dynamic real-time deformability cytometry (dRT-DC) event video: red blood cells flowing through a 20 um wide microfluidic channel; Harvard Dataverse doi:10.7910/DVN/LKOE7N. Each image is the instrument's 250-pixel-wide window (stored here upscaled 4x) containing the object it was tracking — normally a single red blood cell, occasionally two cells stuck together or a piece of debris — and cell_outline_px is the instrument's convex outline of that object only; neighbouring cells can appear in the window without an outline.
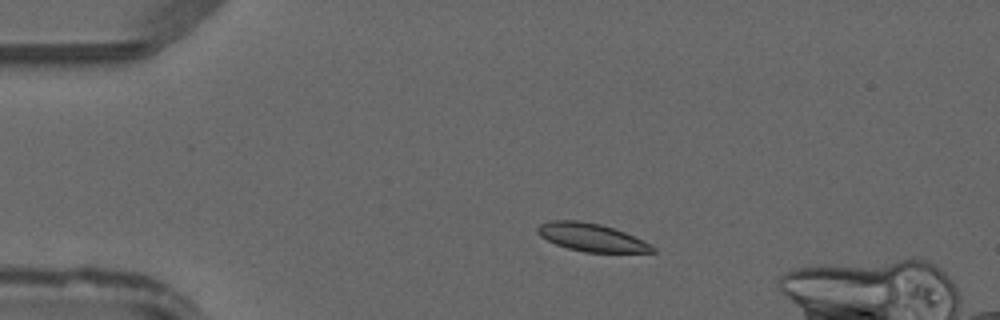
{"species": "common noctule bat (a hibernating species)", "species_latin": "Nyctalus noctula", "temperature_condition": "warm", "stored_images_in_passage": 47, "camera_frame_rate_fps": 3000, "um_per_image_px": 0.085, "animal": {"sex": "male", "forearm_length_mm": 52.5}, "frame": {"image": 1, "passage_image": 9, "time_ms": 2.667, "image_size_px": [1000, 320], "cell_outline_px": [[656, 252], [584, 252], [568, 248], [556, 244], [540, 236], [536, 232], [536, 228], [540, 224], [552, 220], [580, 220], [600, 224], [624, 232], [656, 248]], "centroid_in_image_um": [50.21, 20.17], "position_along_channel_um": 34.8, "area_um2": 18.44}}
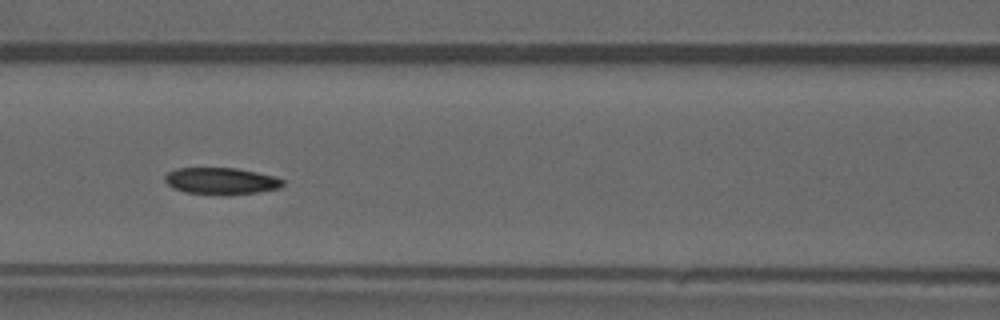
{"frame": {"image": 2, "passage_image": 20, "time_ms": 6.333, "image_size_px": [1000, 320], "cell_outline_px": [[284, 184], [280, 188], [256, 192], [228, 196], [224, 196], [184, 192], [172, 188], [164, 180], [164, 176], [168, 172], [176, 168], [236, 168], [256, 172], [272, 176], [284, 180]], "centroid_in_image_um": [18.76, 15.4], "position_along_channel_um": 147.8, "area_um2": 18.61}}
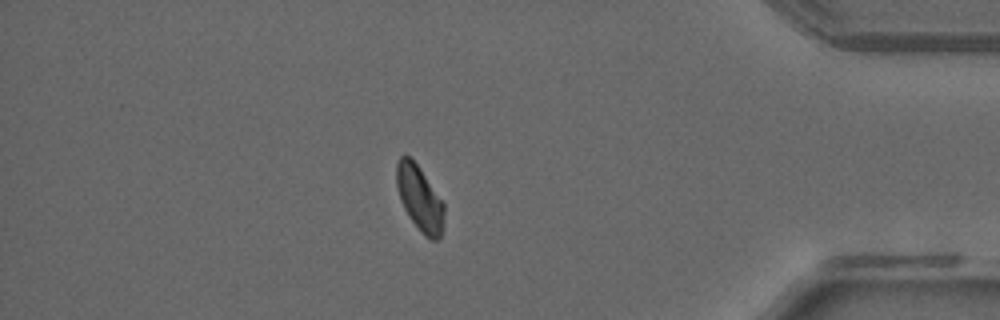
{"frame": {"image": 3, "passage_image": 40, "time_ms": 13.0, "image_size_px": [1000, 320], "cell_outline_px": [[444, 212], [440, 240], [432, 240], [424, 236], [408, 216], [404, 208], [396, 184], [396, 164], [400, 156], [404, 152], [420, 168], [444, 204]], "centroid_in_image_um": [35.66, 16.86], "position_along_channel_um": 399.5, "area_um2": 17.92}}